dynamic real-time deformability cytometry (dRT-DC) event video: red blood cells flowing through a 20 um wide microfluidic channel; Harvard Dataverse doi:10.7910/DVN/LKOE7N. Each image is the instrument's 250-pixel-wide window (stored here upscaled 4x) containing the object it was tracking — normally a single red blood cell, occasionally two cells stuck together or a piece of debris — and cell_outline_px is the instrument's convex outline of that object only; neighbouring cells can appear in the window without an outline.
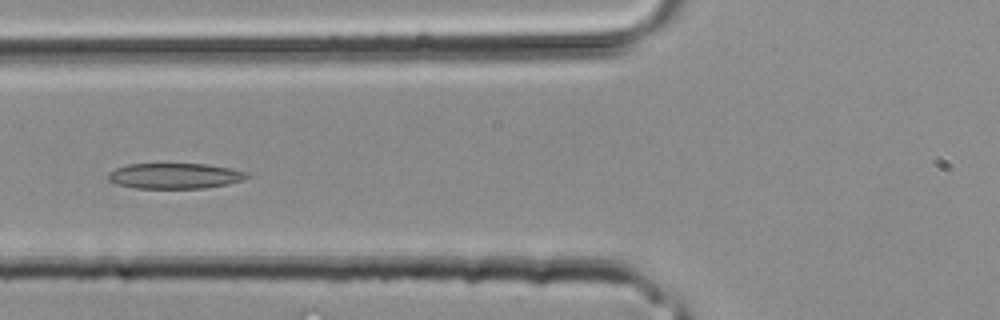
{"species": "common noctule bat (a hibernating species)", "species_latin": "Nyctalus noctula", "temperature_condition": "room temperature", "stored_images_in_passage": 23, "camera_frame_rate_fps": 3000, "um_per_image_px": 0.085, "animal": {"sex": "male", "body_mass_g": 20.4}, "frame": {"image": 1, "passage_image": 6, "time_ms": 1.667, "image_size_px": [1000, 320], "cell_outline_px": [[252, 176], [244, 180], [228, 184], [204, 188], [136, 188], [116, 184], [108, 180], [108, 172], [116, 168], [128, 164], [208, 164], [248, 172]], "centroid_in_image_um": [14.88, 14.95], "position_along_channel_um": 110.9, "area_um2": 20.75}}
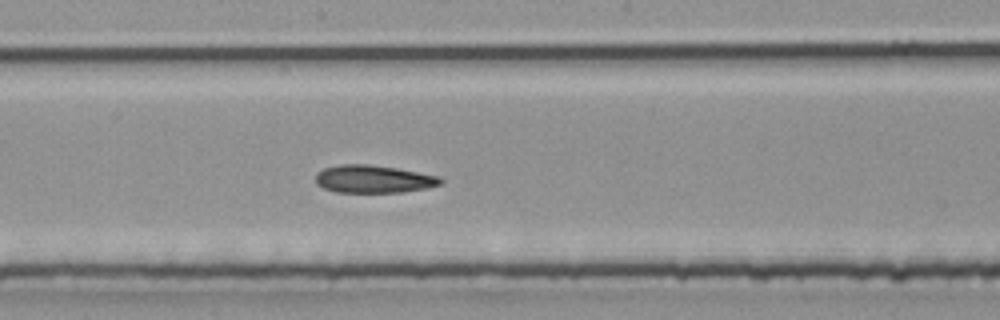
{"frame": {"image": 2, "passage_image": 11, "time_ms": 3.333, "image_size_px": [1000, 320], "cell_outline_px": [[444, 180], [440, 184], [428, 188], [400, 192], [336, 192], [324, 188], [316, 184], [316, 172], [324, 168], [340, 164], [368, 164], [396, 168], [440, 176]], "centroid_in_image_um": [31.74, 15.21], "position_along_channel_um": 216.5, "area_um2": 20.23}}
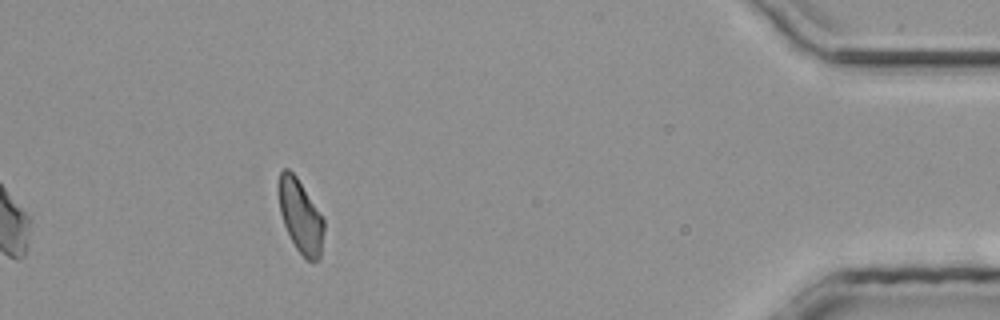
{"frame": {"image": 3, "passage_image": 23, "time_ms": 7.333, "image_size_px": [1000, 320], "cell_outline_px": [[324, 228], [320, 260], [312, 264], [296, 248], [284, 224], [280, 212], [276, 192], [276, 184], [280, 172], [284, 168], [288, 168], [296, 176], [324, 220]], "centroid_in_image_um": [25.51, 18.36], "position_along_channel_um": 409.7, "area_um2": 19.48}}